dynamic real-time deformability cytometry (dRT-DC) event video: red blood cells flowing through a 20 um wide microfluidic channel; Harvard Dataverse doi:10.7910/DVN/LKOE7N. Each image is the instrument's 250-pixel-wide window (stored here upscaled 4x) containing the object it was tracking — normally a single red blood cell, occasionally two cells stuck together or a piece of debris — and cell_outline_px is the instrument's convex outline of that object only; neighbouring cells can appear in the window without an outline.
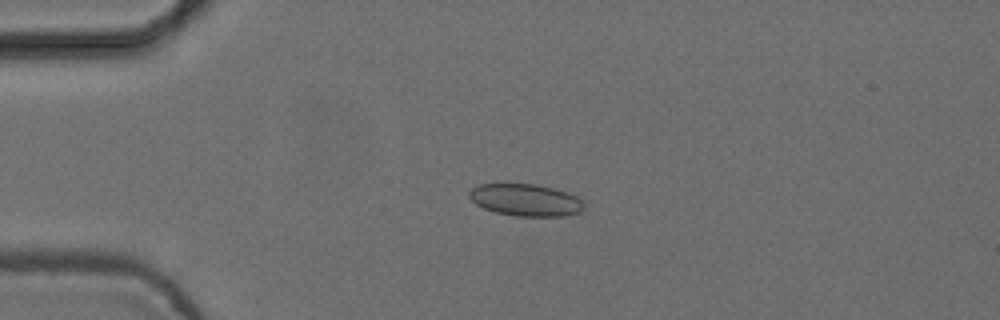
{"species": "common noctule bat (a hibernating species)", "species_latin": "Nyctalus noctula", "temperature_condition": "cold", "stored_images_in_passage": 3, "camera_frame_rate_fps": 3000, "um_per_image_px": 0.085, "animal": {"sex": "female", "body_mass_g": 24.6, "forearm_length_mm": 56.2}, "frame": {"image": 1, "passage_image": 3, "time_ms": 0.667, "image_size_px": [1000, 320], "cell_outline_px": [[584, 208], [580, 212], [564, 216], [516, 216], [496, 212], [484, 208], [476, 204], [468, 196], [468, 192], [472, 188], [480, 184], [536, 184], [568, 192], [576, 196], [584, 204]], "centroid_in_image_um": [44.68, 17.0], "position_along_channel_um": 40.3, "area_um2": 21.39}}